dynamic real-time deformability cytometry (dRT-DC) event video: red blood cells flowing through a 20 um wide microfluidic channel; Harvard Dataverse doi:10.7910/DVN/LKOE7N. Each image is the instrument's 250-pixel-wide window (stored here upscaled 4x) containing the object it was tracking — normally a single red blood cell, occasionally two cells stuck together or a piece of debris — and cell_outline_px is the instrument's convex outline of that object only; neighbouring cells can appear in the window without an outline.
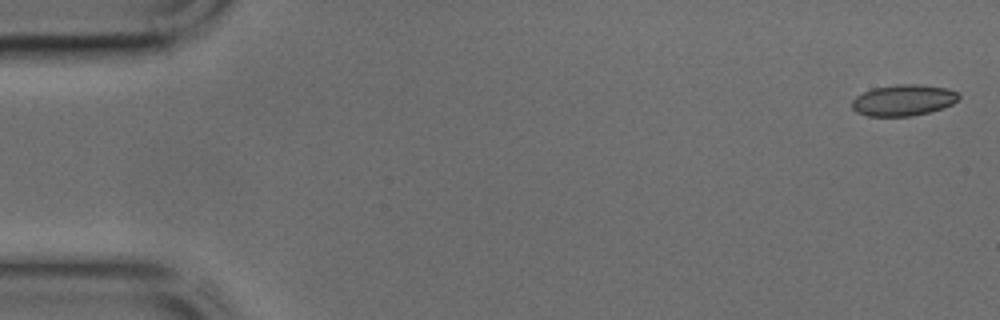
{"species": "common noctule bat (a hibernating species)", "species_latin": "Nyctalus noctula", "temperature_condition": "cold", "stored_images_in_passage": 11, "camera_frame_rate_fps": 3000, "um_per_image_px": 0.085, "animal": {"sex": "male", "body_mass_g": 17.9, "forearm_length_mm": 54.2}, "frame": {"image": 1, "passage_image": 1, "time_ms": 0.0, "image_size_px": [1000, 320], "cell_outline_px": [[960, 96], [952, 104], [928, 112], [912, 116], [868, 116], [856, 112], [852, 108], [852, 100], [856, 96], [872, 88], [896, 84], [920, 84], [948, 88], [956, 92]], "centroid_in_image_um": [76.76, 8.51], "position_along_channel_um": 8.2, "area_um2": 19.36}}
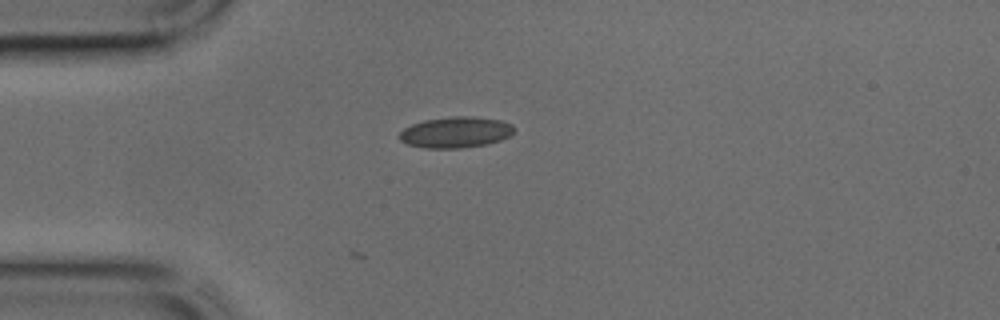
{"frame": {"image": 2, "passage_image": 11, "time_ms": 3.333, "image_size_px": [1000, 320], "cell_outline_px": [[516, 128], [508, 136], [500, 140], [488, 144], [460, 148], [424, 148], [408, 144], [400, 140], [396, 136], [404, 128], [412, 124], [424, 120], [452, 116], [472, 116], [500, 120], [512, 124]], "centroid_in_image_um": [38.71, 11.24], "position_along_channel_um": 46.3, "area_um2": 20.81}}